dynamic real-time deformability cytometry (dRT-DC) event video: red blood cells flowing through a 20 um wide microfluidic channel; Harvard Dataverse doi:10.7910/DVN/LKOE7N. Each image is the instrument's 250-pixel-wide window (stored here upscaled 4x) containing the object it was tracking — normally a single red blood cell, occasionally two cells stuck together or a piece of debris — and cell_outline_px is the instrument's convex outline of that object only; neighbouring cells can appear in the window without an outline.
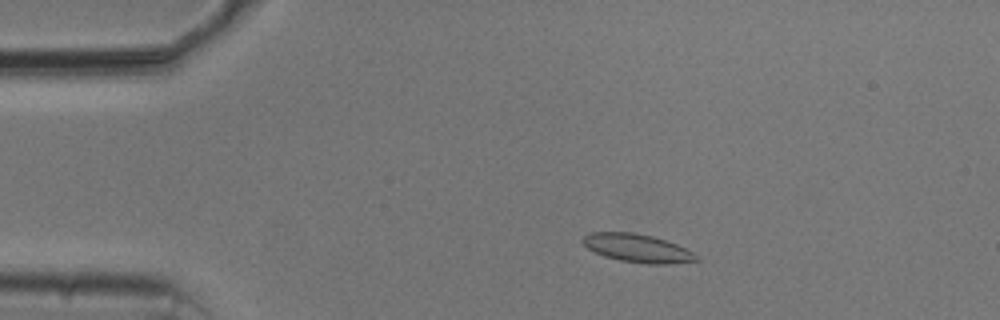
{"species": "common noctule bat (a hibernating species)", "species_latin": "Nyctalus noctula", "temperature_condition": "cold", "stored_images_in_passage": 36, "camera_frame_rate_fps": 3000, "um_per_image_px": 0.085, "animal": {"sex": "male", "body_mass_g": 20.5, "forearm_length_mm": 52.5}, "frame": {"image": 1, "passage_image": 4, "time_ms": 1.0, "image_size_px": [1000, 320], "cell_outline_px": [[688, 260], [628, 260], [612, 256], [600, 252], [592, 248], [624, 236], [644, 236], [660, 240], [672, 244], [680, 248]], "centroid_in_image_um": [54.52, 21.18], "position_along_channel_um": 30.5, "area_um2": 11.56}}
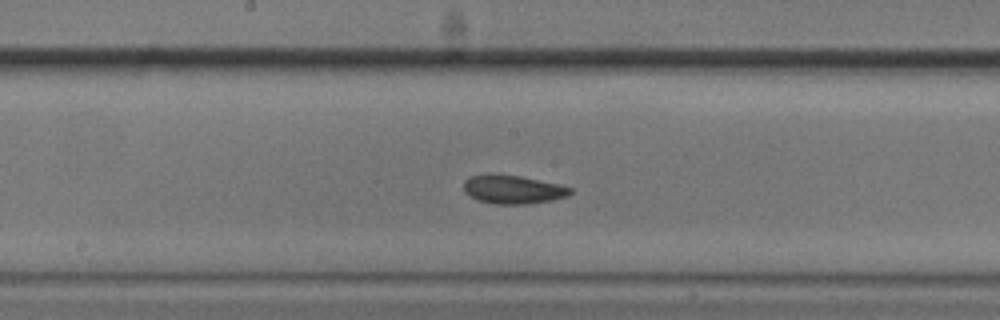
{"frame": {"image": 2, "passage_image": 22, "time_ms": 7.0, "image_size_px": [1000, 320], "cell_outline_px": [[568, 192], [560, 196], [540, 200], [484, 200], [468, 192], [468, 180], [480, 176], [508, 176], [568, 188]], "centroid_in_image_um": [43.55, 16.06], "position_along_channel_um": 204.6, "area_um2": 13.47}}
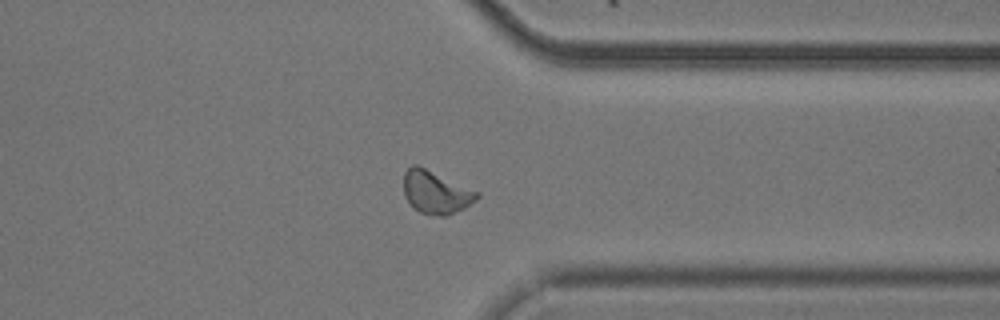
{"frame": {"image": 3, "passage_image": 36, "time_ms": 11.667, "image_size_px": [1000, 320], "cell_outline_px": [[476, 196], [472, 200], [448, 212], [424, 212], [416, 208], [408, 200], [404, 188], [404, 180], [408, 172], [412, 168], [420, 168]], "centroid_in_image_um": [36.85, 16.36], "position_along_channel_um": 374.6, "area_um2": 14.39}, "authors_computed_cell_mechanics": {"area_um2": 13.4096, "velocity_mm_per_s": 3.7139, "shape_relaxation_time_tau1_ms": null, "shape_relaxation_time_tau2_ms": 2.7656, "deformation_change_tau1": null, "deformation_change_tau2": 0.0807}}